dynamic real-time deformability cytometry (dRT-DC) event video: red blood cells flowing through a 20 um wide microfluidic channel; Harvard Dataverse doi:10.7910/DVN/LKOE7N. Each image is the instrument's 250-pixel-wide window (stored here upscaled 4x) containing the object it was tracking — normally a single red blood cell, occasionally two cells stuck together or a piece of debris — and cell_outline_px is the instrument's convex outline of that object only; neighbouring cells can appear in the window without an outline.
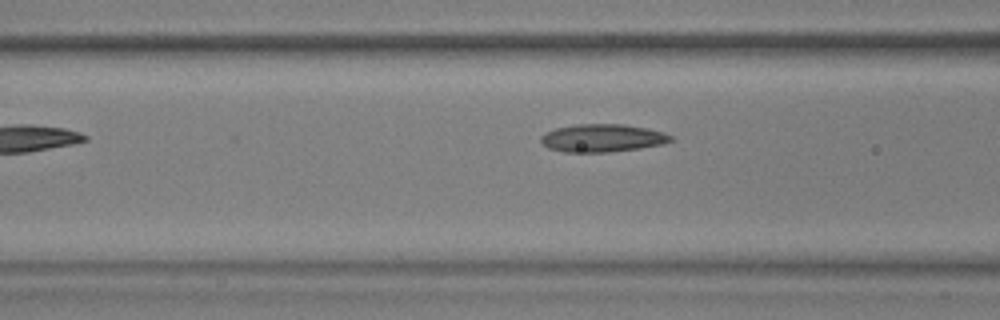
{"species": "common noctule bat (a hibernating species)", "species_latin": "Nyctalus noctula", "temperature_condition": "warm", "stored_images_in_passage": 8, "camera_frame_rate_fps": 3000, "um_per_image_px": 0.085, "animal": {"sex": "male", "body_mass_g": 17.9, "forearm_length_mm": 54.2}, "frame": {"image": 1, "passage_image": 6, "time_ms": 1.667, "image_size_px": [1000, 320], "cell_outline_px": [[672, 140], [660, 144], [640, 148], [608, 152], [564, 152], [548, 148], [540, 140], [540, 136], [544, 132], [556, 128], [576, 124], [624, 124], [648, 128], [664, 132], [672, 136]], "centroid_in_image_um": [51.17, 11.72], "position_along_channel_um": 115.4, "area_um2": 21.1}}